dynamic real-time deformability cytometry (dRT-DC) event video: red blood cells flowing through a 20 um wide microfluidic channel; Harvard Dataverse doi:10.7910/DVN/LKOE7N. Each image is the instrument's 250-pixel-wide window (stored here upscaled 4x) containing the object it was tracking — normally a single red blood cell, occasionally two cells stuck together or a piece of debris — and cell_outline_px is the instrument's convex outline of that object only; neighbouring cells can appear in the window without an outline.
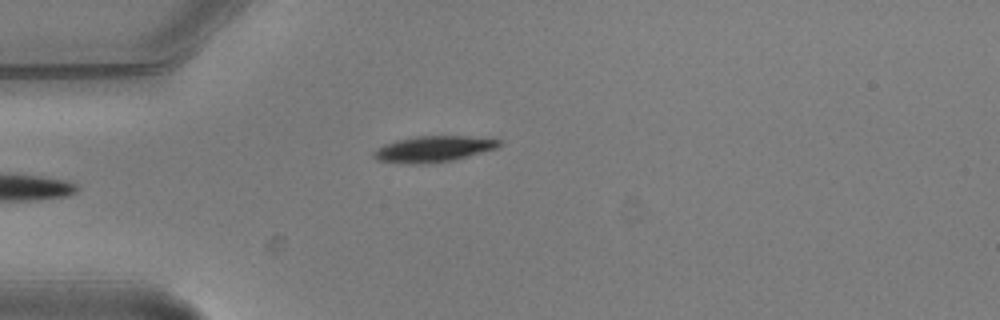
{"species": "common noctule bat (a hibernating species)", "species_latin": "Nyctalus noctula", "temperature_condition": "warm", "stored_images_in_passage": 4, "camera_frame_rate_fps": 3000, "um_per_image_px": 0.085, "animal": {"sex": "male", "body_mass_g": 20.5, "forearm_length_mm": 52.5}, "frame": {"image": 1, "passage_image": 4, "time_ms": 1.0, "image_size_px": [1000, 320], "cell_outline_px": [[500, 144], [496, 148], [452, 160], [380, 160], [372, 156], [372, 152], [376, 148], [384, 144], [396, 140], [416, 136], [464, 136], [500, 140]], "centroid_in_image_um": [36.87, 12.58], "position_along_channel_um": 48.1, "area_um2": 17.46}}